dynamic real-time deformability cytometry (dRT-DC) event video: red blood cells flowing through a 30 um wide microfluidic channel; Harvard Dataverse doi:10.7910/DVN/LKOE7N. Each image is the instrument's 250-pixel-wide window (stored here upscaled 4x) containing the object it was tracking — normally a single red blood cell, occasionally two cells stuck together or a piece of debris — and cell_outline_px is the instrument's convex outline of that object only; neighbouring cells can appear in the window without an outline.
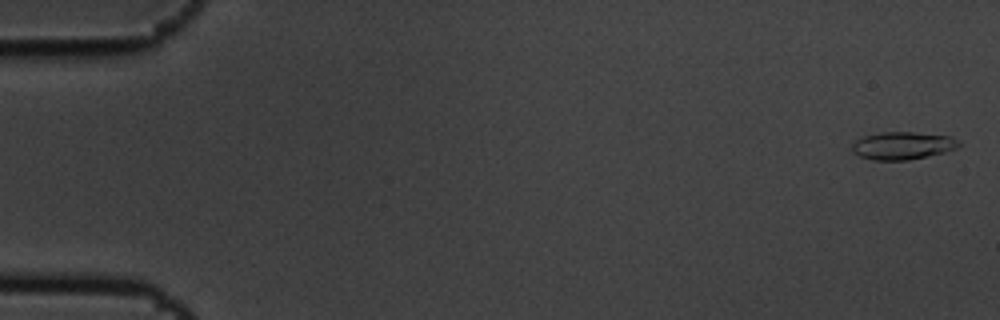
{"species": "common noctule bat (a hibernating species)", "species_latin": "Nyctalus noctula", "temperature_condition": "cold", "stored_images_in_passage": 10, "camera_frame_rate_fps": 3000, "um_per_image_px": 0.085, "animal": {"sex": "male", "body_mass_g": 19.5, "forearm_length_mm": 54.6}, "frame": {"image": 1, "passage_image": 1, "time_ms": 0.0, "image_size_px": [1000, 320], "cell_outline_px": [[960, 144], [956, 148], [944, 152], [908, 160], [872, 160], [860, 156], [852, 152], [852, 144], [856, 140], [864, 136], [880, 132], [912, 132], [952, 136]], "centroid_in_image_um": [76.69, 12.37], "position_along_channel_um": 8.3, "area_um2": 17.11}}
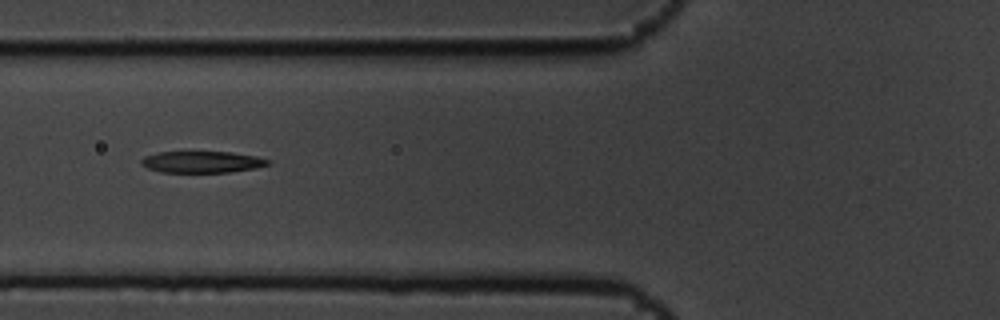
{"frame": {"image": 2, "passage_image": 6, "time_ms": 1.667, "image_size_px": [1000, 320], "cell_outline_px": [[272, 164], [256, 168], [228, 172], [160, 172], [148, 168], [140, 164], [140, 160], [144, 156], [156, 152], [232, 152], [256, 156], [272, 160]], "centroid_in_image_um": [17.19, 13.76], "position_along_channel_um": 108.6, "area_um2": 16.07}}
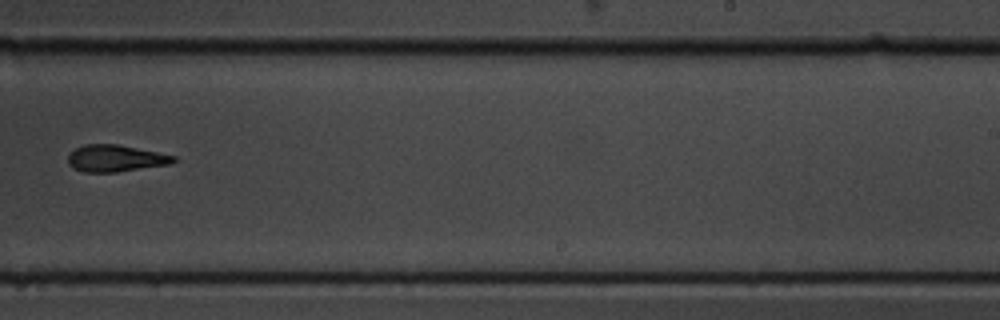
{"frame": {"image": 3, "passage_image": 10, "time_ms": 3.0, "image_size_px": [1000, 320], "cell_outline_px": [[176, 160], [172, 164], [116, 172], [84, 172], [72, 168], [68, 164], [68, 156], [76, 148], [84, 144], [120, 144], [176, 156]], "centroid_in_image_um": [9.83, 13.46], "position_along_channel_um": 279.2, "area_um2": 16.59}}